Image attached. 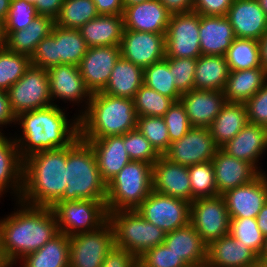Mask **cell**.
Masks as SVG:
<instances>
[{
	"label": "cell",
	"instance_id": "obj_1",
	"mask_svg": "<svg viewBox=\"0 0 267 267\" xmlns=\"http://www.w3.org/2000/svg\"><path fill=\"white\" fill-rule=\"evenodd\" d=\"M16 210L0 219V242L6 259L20 261L43 247L58 233L57 218L51 208L16 201Z\"/></svg>",
	"mask_w": 267,
	"mask_h": 267
},
{
	"label": "cell",
	"instance_id": "obj_31",
	"mask_svg": "<svg viewBox=\"0 0 267 267\" xmlns=\"http://www.w3.org/2000/svg\"><path fill=\"white\" fill-rule=\"evenodd\" d=\"M248 123L245 103L226 102L208 127L218 148L234 138Z\"/></svg>",
	"mask_w": 267,
	"mask_h": 267
},
{
	"label": "cell",
	"instance_id": "obj_12",
	"mask_svg": "<svg viewBox=\"0 0 267 267\" xmlns=\"http://www.w3.org/2000/svg\"><path fill=\"white\" fill-rule=\"evenodd\" d=\"M190 224L206 245L229 234L230 216L221 195L194 199Z\"/></svg>",
	"mask_w": 267,
	"mask_h": 267
},
{
	"label": "cell",
	"instance_id": "obj_53",
	"mask_svg": "<svg viewBox=\"0 0 267 267\" xmlns=\"http://www.w3.org/2000/svg\"><path fill=\"white\" fill-rule=\"evenodd\" d=\"M233 0H193V11L205 16H226Z\"/></svg>",
	"mask_w": 267,
	"mask_h": 267
},
{
	"label": "cell",
	"instance_id": "obj_18",
	"mask_svg": "<svg viewBox=\"0 0 267 267\" xmlns=\"http://www.w3.org/2000/svg\"><path fill=\"white\" fill-rule=\"evenodd\" d=\"M120 57V46H100L87 49L78 68L91 93L100 92L106 87L115 63Z\"/></svg>",
	"mask_w": 267,
	"mask_h": 267
},
{
	"label": "cell",
	"instance_id": "obj_6",
	"mask_svg": "<svg viewBox=\"0 0 267 267\" xmlns=\"http://www.w3.org/2000/svg\"><path fill=\"white\" fill-rule=\"evenodd\" d=\"M153 165L130 161L107 183L108 212L135 210L152 192Z\"/></svg>",
	"mask_w": 267,
	"mask_h": 267
},
{
	"label": "cell",
	"instance_id": "obj_69",
	"mask_svg": "<svg viewBox=\"0 0 267 267\" xmlns=\"http://www.w3.org/2000/svg\"><path fill=\"white\" fill-rule=\"evenodd\" d=\"M27 2H30V3H35L36 0H26Z\"/></svg>",
	"mask_w": 267,
	"mask_h": 267
},
{
	"label": "cell",
	"instance_id": "obj_2",
	"mask_svg": "<svg viewBox=\"0 0 267 267\" xmlns=\"http://www.w3.org/2000/svg\"><path fill=\"white\" fill-rule=\"evenodd\" d=\"M64 110L56 104L16 117L22 135L17 134L14 140L22 159L39 151L68 147L79 137V118L68 120Z\"/></svg>",
	"mask_w": 267,
	"mask_h": 267
},
{
	"label": "cell",
	"instance_id": "obj_14",
	"mask_svg": "<svg viewBox=\"0 0 267 267\" xmlns=\"http://www.w3.org/2000/svg\"><path fill=\"white\" fill-rule=\"evenodd\" d=\"M217 149L209 128L192 127L182 138L171 143L163 156L173 163L191 166L212 161Z\"/></svg>",
	"mask_w": 267,
	"mask_h": 267
},
{
	"label": "cell",
	"instance_id": "obj_36",
	"mask_svg": "<svg viewBox=\"0 0 267 267\" xmlns=\"http://www.w3.org/2000/svg\"><path fill=\"white\" fill-rule=\"evenodd\" d=\"M20 263V267H69V236L59 232L39 250L26 255Z\"/></svg>",
	"mask_w": 267,
	"mask_h": 267
},
{
	"label": "cell",
	"instance_id": "obj_40",
	"mask_svg": "<svg viewBox=\"0 0 267 267\" xmlns=\"http://www.w3.org/2000/svg\"><path fill=\"white\" fill-rule=\"evenodd\" d=\"M144 85L163 96L179 101L181 93L175 85L173 72H170L169 61L164 58L143 69Z\"/></svg>",
	"mask_w": 267,
	"mask_h": 267
},
{
	"label": "cell",
	"instance_id": "obj_25",
	"mask_svg": "<svg viewBox=\"0 0 267 267\" xmlns=\"http://www.w3.org/2000/svg\"><path fill=\"white\" fill-rule=\"evenodd\" d=\"M222 149L230 156L250 163L259 173H263L257 163L267 150V128L248 122Z\"/></svg>",
	"mask_w": 267,
	"mask_h": 267
},
{
	"label": "cell",
	"instance_id": "obj_38",
	"mask_svg": "<svg viewBox=\"0 0 267 267\" xmlns=\"http://www.w3.org/2000/svg\"><path fill=\"white\" fill-rule=\"evenodd\" d=\"M87 49L79 29L61 28L56 25V50L61 65L78 66Z\"/></svg>",
	"mask_w": 267,
	"mask_h": 267
},
{
	"label": "cell",
	"instance_id": "obj_66",
	"mask_svg": "<svg viewBox=\"0 0 267 267\" xmlns=\"http://www.w3.org/2000/svg\"><path fill=\"white\" fill-rule=\"evenodd\" d=\"M261 9L264 11L265 15L267 16V0H257Z\"/></svg>",
	"mask_w": 267,
	"mask_h": 267
},
{
	"label": "cell",
	"instance_id": "obj_11",
	"mask_svg": "<svg viewBox=\"0 0 267 267\" xmlns=\"http://www.w3.org/2000/svg\"><path fill=\"white\" fill-rule=\"evenodd\" d=\"M191 203L154 190L136 208L148 222L168 233L190 223Z\"/></svg>",
	"mask_w": 267,
	"mask_h": 267
},
{
	"label": "cell",
	"instance_id": "obj_57",
	"mask_svg": "<svg viewBox=\"0 0 267 267\" xmlns=\"http://www.w3.org/2000/svg\"><path fill=\"white\" fill-rule=\"evenodd\" d=\"M99 15H123L122 0H92Z\"/></svg>",
	"mask_w": 267,
	"mask_h": 267
},
{
	"label": "cell",
	"instance_id": "obj_41",
	"mask_svg": "<svg viewBox=\"0 0 267 267\" xmlns=\"http://www.w3.org/2000/svg\"><path fill=\"white\" fill-rule=\"evenodd\" d=\"M31 66V59L24 54L0 49V90L7 91Z\"/></svg>",
	"mask_w": 267,
	"mask_h": 267
},
{
	"label": "cell",
	"instance_id": "obj_5",
	"mask_svg": "<svg viewBox=\"0 0 267 267\" xmlns=\"http://www.w3.org/2000/svg\"><path fill=\"white\" fill-rule=\"evenodd\" d=\"M66 182L59 201L106 200L107 184L101 178L94 151L80 137L67 147Z\"/></svg>",
	"mask_w": 267,
	"mask_h": 267
},
{
	"label": "cell",
	"instance_id": "obj_24",
	"mask_svg": "<svg viewBox=\"0 0 267 267\" xmlns=\"http://www.w3.org/2000/svg\"><path fill=\"white\" fill-rule=\"evenodd\" d=\"M258 259L242 241L228 234L207 245L205 267H257Z\"/></svg>",
	"mask_w": 267,
	"mask_h": 267
},
{
	"label": "cell",
	"instance_id": "obj_33",
	"mask_svg": "<svg viewBox=\"0 0 267 267\" xmlns=\"http://www.w3.org/2000/svg\"><path fill=\"white\" fill-rule=\"evenodd\" d=\"M54 26V19L38 15L25 29L11 31L6 36L5 47L9 51L31 57L37 45L52 33Z\"/></svg>",
	"mask_w": 267,
	"mask_h": 267
},
{
	"label": "cell",
	"instance_id": "obj_46",
	"mask_svg": "<svg viewBox=\"0 0 267 267\" xmlns=\"http://www.w3.org/2000/svg\"><path fill=\"white\" fill-rule=\"evenodd\" d=\"M124 144L131 161H141L153 165L160 157L137 128L124 134Z\"/></svg>",
	"mask_w": 267,
	"mask_h": 267
},
{
	"label": "cell",
	"instance_id": "obj_26",
	"mask_svg": "<svg viewBox=\"0 0 267 267\" xmlns=\"http://www.w3.org/2000/svg\"><path fill=\"white\" fill-rule=\"evenodd\" d=\"M82 140L92 147L101 178L106 184L131 161L125 149L124 135Z\"/></svg>",
	"mask_w": 267,
	"mask_h": 267
},
{
	"label": "cell",
	"instance_id": "obj_27",
	"mask_svg": "<svg viewBox=\"0 0 267 267\" xmlns=\"http://www.w3.org/2000/svg\"><path fill=\"white\" fill-rule=\"evenodd\" d=\"M163 244L189 267H205L207 245L190 223L166 233Z\"/></svg>",
	"mask_w": 267,
	"mask_h": 267
},
{
	"label": "cell",
	"instance_id": "obj_17",
	"mask_svg": "<svg viewBox=\"0 0 267 267\" xmlns=\"http://www.w3.org/2000/svg\"><path fill=\"white\" fill-rule=\"evenodd\" d=\"M221 196L230 218H256L267 202V174L264 171L250 183L228 190Z\"/></svg>",
	"mask_w": 267,
	"mask_h": 267
},
{
	"label": "cell",
	"instance_id": "obj_52",
	"mask_svg": "<svg viewBox=\"0 0 267 267\" xmlns=\"http://www.w3.org/2000/svg\"><path fill=\"white\" fill-rule=\"evenodd\" d=\"M248 122L267 128V83L246 103Z\"/></svg>",
	"mask_w": 267,
	"mask_h": 267
},
{
	"label": "cell",
	"instance_id": "obj_3",
	"mask_svg": "<svg viewBox=\"0 0 267 267\" xmlns=\"http://www.w3.org/2000/svg\"><path fill=\"white\" fill-rule=\"evenodd\" d=\"M67 147L44 150L23 159V187L19 201L52 208L63 196L66 182Z\"/></svg>",
	"mask_w": 267,
	"mask_h": 267
},
{
	"label": "cell",
	"instance_id": "obj_67",
	"mask_svg": "<svg viewBox=\"0 0 267 267\" xmlns=\"http://www.w3.org/2000/svg\"><path fill=\"white\" fill-rule=\"evenodd\" d=\"M257 267H267V259H258Z\"/></svg>",
	"mask_w": 267,
	"mask_h": 267
},
{
	"label": "cell",
	"instance_id": "obj_37",
	"mask_svg": "<svg viewBox=\"0 0 267 267\" xmlns=\"http://www.w3.org/2000/svg\"><path fill=\"white\" fill-rule=\"evenodd\" d=\"M230 71L263 68L260 43L255 39L235 38L225 54Z\"/></svg>",
	"mask_w": 267,
	"mask_h": 267
},
{
	"label": "cell",
	"instance_id": "obj_16",
	"mask_svg": "<svg viewBox=\"0 0 267 267\" xmlns=\"http://www.w3.org/2000/svg\"><path fill=\"white\" fill-rule=\"evenodd\" d=\"M165 35L124 30L121 56L144 69L165 58Z\"/></svg>",
	"mask_w": 267,
	"mask_h": 267
},
{
	"label": "cell",
	"instance_id": "obj_44",
	"mask_svg": "<svg viewBox=\"0 0 267 267\" xmlns=\"http://www.w3.org/2000/svg\"><path fill=\"white\" fill-rule=\"evenodd\" d=\"M192 198H206L218 195L212 161L188 166Z\"/></svg>",
	"mask_w": 267,
	"mask_h": 267
},
{
	"label": "cell",
	"instance_id": "obj_55",
	"mask_svg": "<svg viewBox=\"0 0 267 267\" xmlns=\"http://www.w3.org/2000/svg\"><path fill=\"white\" fill-rule=\"evenodd\" d=\"M64 0H36L34 3L38 15L56 19Z\"/></svg>",
	"mask_w": 267,
	"mask_h": 267
},
{
	"label": "cell",
	"instance_id": "obj_43",
	"mask_svg": "<svg viewBox=\"0 0 267 267\" xmlns=\"http://www.w3.org/2000/svg\"><path fill=\"white\" fill-rule=\"evenodd\" d=\"M229 235L242 241L243 245L260 257L265 236L260 231L256 218H230Z\"/></svg>",
	"mask_w": 267,
	"mask_h": 267
},
{
	"label": "cell",
	"instance_id": "obj_64",
	"mask_svg": "<svg viewBox=\"0 0 267 267\" xmlns=\"http://www.w3.org/2000/svg\"><path fill=\"white\" fill-rule=\"evenodd\" d=\"M18 262H15L13 260L5 259L1 264L0 267H13L14 265L17 266Z\"/></svg>",
	"mask_w": 267,
	"mask_h": 267
},
{
	"label": "cell",
	"instance_id": "obj_58",
	"mask_svg": "<svg viewBox=\"0 0 267 267\" xmlns=\"http://www.w3.org/2000/svg\"><path fill=\"white\" fill-rule=\"evenodd\" d=\"M171 15L193 11V0H159Z\"/></svg>",
	"mask_w": 267,
	"mask_h": 267
},
{
	"label": "cell",
	"instance_id": "obj_50",
	"mask_svg": "<svg viewBox=\"0 0 267 267\" xmlns=\"http://www.w3.org/2000/svg\"><path fill=\"white\" fill-rule=\"evenodd\" d=\"M168 128L170 144L182 138L191 128V123L183 104L175 101L163 116Z\"/></svg>",
	"mask_w": 267,
	"mask_h": 267
},
{
	"label": "cell",
	"instance_id": "obj_22",
	"mask_svg": "<svg viewBox=\"0 0 267 267\" xmlns=\"http://www.w3.org/2000/svg\"><path fill=\"white\" fill-rule=\"evenodd\" d=\"M124 30L166 34L171 14L159 0H147L124 8Z\"/></svg>",
	"mask_w": 267,
	"mask_h": 267
},
{
	"label": "cell",
	"instance_id": "obj_68",
	"mask_svg": "<svg viewBox=\"0 0 267 267\" xmlns=\"http://www.w3.org/2000/svg\"><path fill=\"white\" fill-rule=\"evenodd\" d=\"M5 256L4 253L2 251V246H1V242H0V264L5 260Z\"/></svg>",
	"mask_w": 267,
	"mask_h": 267
},
{
	"label": "cell",
	"instance_id": "obj_48",
	"mask_svg": "<svg viewBox=\"0 0 267 267\" xmlns=\"http://www.w3.org/2000/svg\"><path fill=\"white\" fill-rule=\"evenodd\" d=\"M169 61L170 72H173L177 90L183 94L194 89V76L197 59L166 58Z\"/></svg>",
	"mask_w": 267,
	"mask_h": 267
},
{
	"label": "cell",
	"instance_id": "obj_10",
	"mask_svg": "<svg viewBox=\"0 0 267 267\" xmlns=\"http://www.w3.org/2000/svg\"><path fill=\"white\" fill-rule=\"evenodd\" d=\"M114 246V231L109 221L97 230L71 236L69 267H101Z\"/></svg>",
	"mask_w": 267,
	"mask_h": 267
},
{
	"label": "cell",
	"instance_id": "obj_35",
	"mask_svg": "<svg viewBox=\"0 0 267 267\" xmlns=\"http://www.w3.org/2000/svg\"><path fill=\"white\" fill-rule=\"evenodd\" d=\"M229 72L225 56L201 54L197 58L194 89L223 91Z\"/></svg>",
	"mask_w": 267,
	"mask_h": 267
},
{
	"label": "cell",
	"instance_id": "obj_45",
	"mask_svg": "<svg viewBox=\"0 0 267 267\" xmlns=\"http://www.w3.org/2000/svg\"><path fill=\"white\" fill-rule=\"evenodd\" d=\"M137 129L147 138L160 156L168 151L170 139L163 117H137Z\"/></svg>",
	"mask_w": 267,
	"mask_h": 267
},
{
	"label": "cell",
	"instance_id": "obj_32",
	"mask_svg": "<svg viewBox=\"0 0 267 267\" xmlns=\"http://www.w3.org/2000/svg\"><path fill=\"white\" fill-rule=\"evenodd\" d=\"M267 83V70L230 71L223 90L227 102L246 103Z\"/></svg>",
	"mask_w": 267,
	"mask_h": 267
},
{
	"label": "cell",
	"instance_id": "obj_39",
	"mask_svg": "<svg viewBox=\"0 0 267 267\" xmlns=\"http://www.w3.org/2000/svg\"><path fill=\"white\" fill-rule=\"evenodd\" d=\"M98 15L92 0H64L55 19V25L67 29H80Z\"/></svg>",
	"mask_w": 267,
	"mask_h": 267
},
{
	"label": "cell",
	"instance_id": "obj_21",
	"mask_svg": "<svg viewBox=\"0 0 267 267\" xmlns=\"http://www.w3.org/2000/svg\"><path fill=\"white\" fill-rule=\"evenodd\" d=\"M218 195L250 183L260 173L248 162L234 158L218 148L212 159Z\"/></svg>",
	"mask_w": 267,
	"mask_h": 267
},
{
	"label": "cell",
	"instance_id": "obj_42",
	"mask_svg": "<svg viewBox=\"0 0 267 267\" xmlns=\"http://www.w3.org/2000/svg\"><path fill=\"white\" fill-rule=\"evenodd\" d=\"M175 101L157 91L142 85L133 97L137 117H163Z\"/></svg>",
	"mask_w": 267,
	"mask_h": 267
},
{
	"label": "cell",
	"instance_id": "obj_20",
	"mask_svg": "<svg viewBox=\"0 0 267 267\" xmlns=\"http://www.w3.org/2000/svg\"><path fill=\"white\" fill-rule=\"evenodd\" d=\"M226 17L236 38L259 41L267 32V16L257 0H233Z\"/></svg>",
	"mask_w": 267,
	"mask_h": 267
},
{
	"label": "cell",
	"instance_id": "obj_19",
	"mask_svg": "<svg viewBox=\"0 0 267 267\" xmlns=\"http://www.w3.org/2000/svg\"><path fill=\"white\" fill-rule=\"evenodd\" d=\"M152 190L191 203L194 199L188 166L173 163L160 156L152 167Z\"/></svg>",
	"mask_w": 267,
	"mask_h": 267
},
{
	"label": "cell",
	"instance_id": "obj_9",
	"mask_svg": "<svg viewBox=\"0 0 267 267\" xmlns=\"http://www.w3.org/2000/svg\"><path fill=\"white\" fill-rule=\"evenodd\" d=\"M13 114L33 111L53 105L49 92L47 69L30 66L24 75L8 90Z\"/></svg>",
	"mask_w": 267,
	"mask_h": 267
},
{
	"label": "cell",
	"instance_id": "obj_49",
	"mask_svg": "<svg viewBox=\"0 0 267 267\" xmlns=\"http://www.w3.org/2000/svg\"><path fill=\"white\" fill-rule=\"evenodd\" d=\"M138 267H189L164 244L147 250L138 258Z\"/></svg>",
	"mask_w": 267,
	"mask_h": 267
},
{
	"label": "cell",
	"instance_id": "obj_23",
	"mask_svg": "<svg viewBox=\"0 0 267 267\" xmlns=\"http://www.w3.org/2000/svg\"><path fill=\"white\" fill-rule=\"evenodd\" d=\"M192 127L208 128L227 102L223 91L196 90L180 97Z\"/></svg>",
	"mask_w": 267,
	"mask_h": 267
},
{
	"label": "cell",
	"instance_id": "obj_7",
	"mask_svg": "<svg viewBox=\"0 0 267 267\" xmlns=\"http://www.w3.org/2000/svg\"><path fill=\"white\" fill-rule=\"evenodd\" d=\"M108 221L114 231L115 247L126 249L137 259L164 243L166 232L146 221L136 209L108 212Z\"/></svg>",
	"mask_w": 267,
	"mask_h": 267
},
{
	"label": "cell",
	"instance_id": "obj_59",
	"mask_svg": "<svg viewBox=\"0 0 267 267\" xmlns=\"http://www.w3.org/2000/svg\"><path fill=\"white\" fill-rule=\"evenodd\" d=\"M258 227L264 236H267V202L256 217Z\"/></svg>",
	"mask_w": 267,
	"mask_h": 267
},
{
	"label": "cell",
	"instance_id": "obj_54",
	"mask_svg": "<svg viewBox=\"0 0 267 267\" xmlns=\"http://www.w3.org/2000/svg\"><path fill=\"white\" fill-rule=\"evenodd\" d=\"M101 267H138V259L126 249L114 246L105 256Z\"/></svg>",
	"mask_w": 267,
	"mask_h": 267
},
{
	"label": "cell",
	"instance_id": "obj_62",
	"mask_svg": "<svg viewBox=\"0 0 267 267\" xmlns=\"http://www.w3.org/2000/svg\"><path fill=\"white\" fill-rule=\"evenodd\" d=\"M6 46V34L4 21L0 19V49Z\"/></svg>",
	"mask_w": 267,
	"mask_h": 267
},
{
	"label": "cell",
	"instance_id": "obj_13",
	"mask_svg": "<svg viewBox=\"0 0 267 267\" xmlns=\"http://www.w3.org/2000/svg\"><path fill=\"white\" fill-rule=\"evenodd\" d=\"M200 14L191 11L171 15L165 35V58H195L201 55Z\"/></svg>",
	"mask_w": 267,
	"mask_h": 267
},
{
	"label": "cell",
	"instance_id": "obj_56",
	"mask_svg": "<svg viewBox=\"0 0 267 267\" xmlns=\"http://www.w3.org/2000/svg\"><path fill=\"white\" fill-rule=\"evenodd\" d=\"M16 125V116L10 108L7 91L0 90V133H3V126Z\"/></svg>",
	"mask_w": 267,
	"mask_h": 267
},
{
	"label": "cell",
	"instance_id": "obj_51",
	"mask_svg": "<svg viewBox=\"0 0 267 267\" xmlns=\"http://www.w3.org/2000/svg\"><path fill=\"white\" fill-rule=\"evenodd\" d=\"M30 59L32 66L43 69L61 65V61L57 58L56 25L53 27L52 33L37 45V48Z\"/></svg>",
	"mask_w": 267,
	"mask_h": 267
},
{
	"label": "cell",
	"instance_id": "obj_28",
	"mask_svg": "<svg viewBox=\"0 0 267 267\" xmlns=\"http://www.w3.org/2000/svg\"><path fill=\"white\" fill-rule=\"evenodd\" d=\"M23 187V159L20 157L14 137L0 133V196L8 190L20 199ZM10 188V189H9Z\"/></svg>",
	"mask_w": 267,
	"mask_h": 267
},
{
	"label": "cell",
	"instance_id": "obj_15",
	"mask_svg": "<svg viewBox=\"0 0 267 267\" xmlns=\"http://www.w3.org/2000/svg\"><path fill=\"white\" fill-rule=\"evenodd\" d=\"M49 77V92L53 105V101L62 99L65 103L69 101L75 105L84 102V107L80 110L78 118L86 111L91 100L92 93L86 87L78 66L76 65H57L47 69ZM77 103V104H76Z\"/></svg>",
	"mask_w": 267,
	"mask_h": 267
},
{
	"label": "cell",
	"instance_id": "obj_61",
	"mask_svg": "<svg viewBox=\"0 0 267 267\" xmlns=\"http://www.w3.org/2000/svg\"><path fill=\"white\" fill-rule=\"evenodd\" d=\"M11 0H0V19L5 21L7 19Z\"/></svg>",
	"mask_w": 267,
	"mask_h": 267
},
{
	"label": "cell",
	"instance_id": "obj_30",
	"mask_svg": "<svg viewBox=\"0 0 267 267\" xmlns=\"http://www.w3.org/2000/svg\"><path fill=\"white\" fill-rule=\"evenodd\" d=\"M88 48L120 46L124 23L122 15H98L79 29Z\"/></svg>",
	"mask_w": 267,
	"mask_h": 267
},
{
	"label": "cell",
	"instance_id": "obj_4",
	"mask_svg": "<svg viewBox=\"0 0 267 267\" xmlns=\"http://www.w3.org/2000/svg\"><path fill=\"white\" fill-rule=\"evenodd\" d=\"M137 128L133 99L92 93L86 111L79 117V137L99 139L124 135Z\"/></svg>",
	"mask_w": 267,
	"mask_h": 267
},
{
	"label": "cell",
	"instance_id": "obj_47",
	"mask_svg": "<svg viewBox=\"0 0 267 267\" xmlns=\"http://www.w3.org/2000/svg\"><path fill=\"white\" fill-rule=\"evenodd\" d=\"M38 16L34 3L11 0L7 19L4 21L6 36L11 31L25 29Z\"/></svg>",
	"mask_w": 267,
	"mask_h": 267
},
{
	"label": "cell",
	"instance_id": "obj_8",
	"mask_svg": "<svg viewBox=\"0 0 267 267\" xmlns=\"http://www.w3.org/2000/svg\"><path fill=\"white\" fill-rule=\"evenodd\" d=\"M51 209L59 232L69 237L97 230L108 221L106 200L58 201Z\"/></svg>",
	"mask_w": 267,
	"mask_h": 267
},
{
	"label": "cell",
	"instance_id": "obj_63",
	"mask_svg": "<svg viewBox=\"0 0 267 267\" xmlns=\"http://www.w3.org/2000/svg\"><path fill=\"white\" fill-rule=\"evenodd\" d=\"M147 0H122V5L124 8L130 7L135 4L143 3Z\"/></svg>",
	"mask_w": 267,
	"mask_h": 267
},
{
	"label": "cell",
	"instance_id": "obj_65",
	"mask_svg": "<svg viewBox=\"0 0 267 267\" xmlns=\"http://www.w3.org/2000/svg\"><path fill=\"white\" fill-rule=\"evenodd\" d=\"M259 259H267V236H265L263 250Z\"/></svg>",
	"mask_w": 267,
	"mask_h": 267
},
{
	"label": "cell",
	"instance_id": "obj_34",
	"mask_svg": "<svg viewBox=\"0 0 267 267\" xmlns=\"http://www.w3.org/2000/svg\"><path fill=\"white\" fill-rule=\"evenodd\" d=\"M143 76V68L121 56L115 63L106 87L101 92L133 99L136 92L144 84Z\"/></svg>",
	"mask_w": 267,
	"mask_h": 267
},
{
	"label": "cell",
	"instance_id": "obj_29",
	"mask_svg": "<svg viewBox=\"0 0 267 267\" xmlns=\"http://www.w3.org/2000/svg\"><path fill=\"white\" fill-rule=\"evenodd\" d=\"M200 49L203 55L225 56L236 38L226 16L200 15Z\"/></svg>",
	"mask_w": 267,
	"mask_h": 267
},
{
	"label": "cell",
	"instance_id": "obj_60",
	"mask_svg": "<svg viewBox=\"0 0 267 267\" xmlns=\"http://www.w3.org/2000/svg\"><path fill=\"white\" fill-rule=\"evenodd\" d=\"M260 43V54H261V65L267 70V32L259 40Z\"/></svg>",
	"mask_w": 267,
	"mask_h": 267
}]
</instances>
